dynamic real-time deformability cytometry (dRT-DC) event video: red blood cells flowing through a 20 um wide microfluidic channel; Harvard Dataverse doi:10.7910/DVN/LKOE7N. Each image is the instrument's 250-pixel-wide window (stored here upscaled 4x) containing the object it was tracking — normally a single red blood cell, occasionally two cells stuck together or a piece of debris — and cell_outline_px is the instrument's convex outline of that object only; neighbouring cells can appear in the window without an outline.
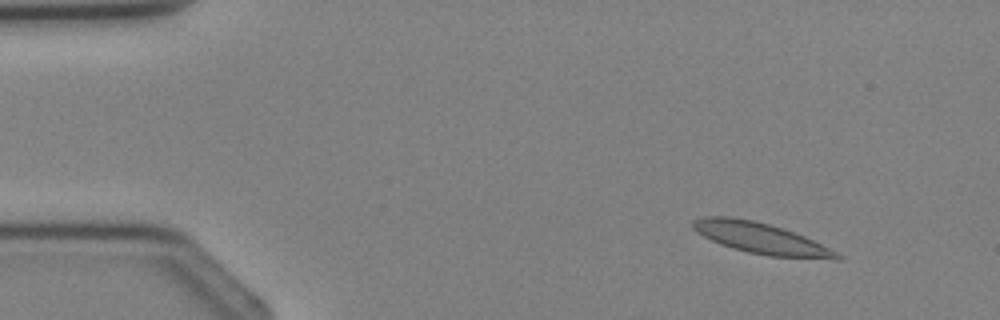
{"species": "Egyptian fruit bat (a non-hibernating species)", "species_latin": "Rousettus aegyptiacus", "temperature_condition": "cold", "stored_images_in_passage": 3, "camera_frame_rate_fps": 3000, "um_per_image_px": 0.085, "animal": {"sex": "female"}, "frame": {"image": 1, "passage_image": 1, "time_ms": 0.0, "image_size_px": [1000, 320], "cell_outline_px": [[844, 260], [836, 260], [768, 256], [748, 252], [732, 248], [720, 244], [696, 232], [692, 228], [692, 220], [704, 216], [732, 216], [752, 220], [768, 224], [804, 236], [844, 256]], "centroid_in_image_um": [64.67, 20.26], "position_along_channel_um": 20.3, "area_um2": 25.95}}
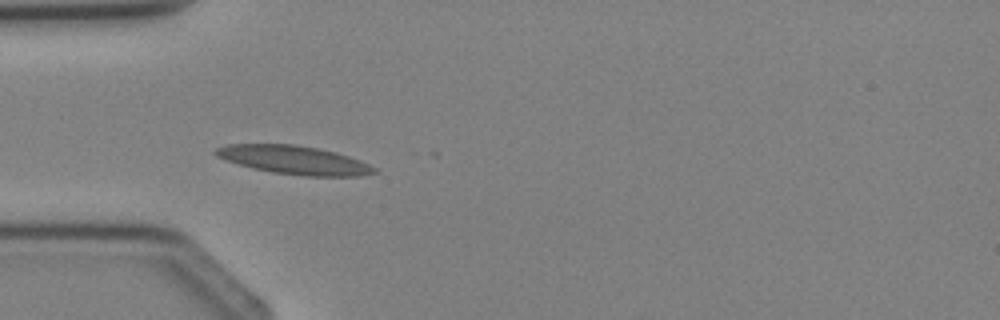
{"frame": {"image": 2, "passage_image": 3, "time_ms": 2.333, "image_size_px": [1000, 320], "cell_outline_px": [[376, 172], [360, 176], [304, 176], [272, 172], [252, 168], [216, 156], [212, 152], [216, 148], [228, 144], [296, 144], [336, 152], [360, 160], [376, 168]], "centroid_in_image_um": [24.99, 13.59], "position_along_channel_um": 60.0, "area_um2": 26.18}}